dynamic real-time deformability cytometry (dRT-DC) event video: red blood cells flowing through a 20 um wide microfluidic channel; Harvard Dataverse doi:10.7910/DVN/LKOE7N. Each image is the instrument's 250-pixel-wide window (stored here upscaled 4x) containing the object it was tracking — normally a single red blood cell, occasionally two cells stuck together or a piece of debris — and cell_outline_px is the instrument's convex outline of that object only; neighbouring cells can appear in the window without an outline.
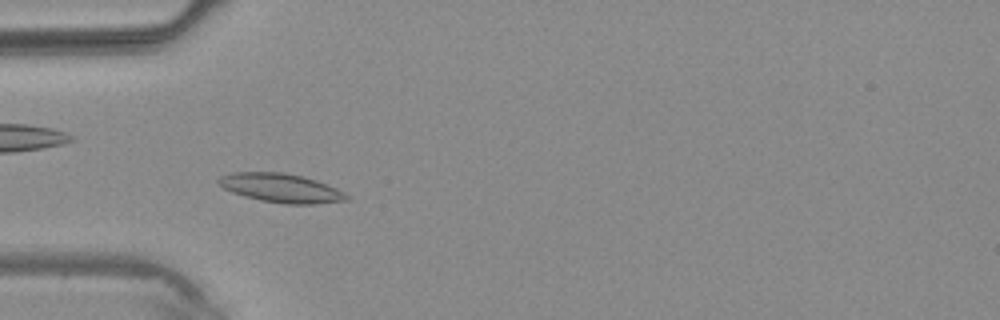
{"species": "common noctule bat (a hibernating species)", "species_latin": "Nyctalus noctula", "temperature_condition": "warm", "stored_images_in_passage": 4, "camera_frame_rate_fps": 3000, "um_per_image_px": 0.085, "animal": {"sex": "male", "body_mass_g": 20.4}, "frame": {"image": 1, "passage_image": 4, "time_ms": 3.333, "image_size_px": [1000, 320], "cell_outline_px": [[352, 200], [312, 204], [288, 204], [260, 200], [244, 196], [232, 192], [224, 188], [216, 180], [220, 176], [232, 172], [284, 172], [304, 176], [316, 180], [336, 188], [344, 192]], "centroid_in_image_um": [23.9, 15.97], "position_along_channel_um": 61.1, "area_um2": 21.62}}